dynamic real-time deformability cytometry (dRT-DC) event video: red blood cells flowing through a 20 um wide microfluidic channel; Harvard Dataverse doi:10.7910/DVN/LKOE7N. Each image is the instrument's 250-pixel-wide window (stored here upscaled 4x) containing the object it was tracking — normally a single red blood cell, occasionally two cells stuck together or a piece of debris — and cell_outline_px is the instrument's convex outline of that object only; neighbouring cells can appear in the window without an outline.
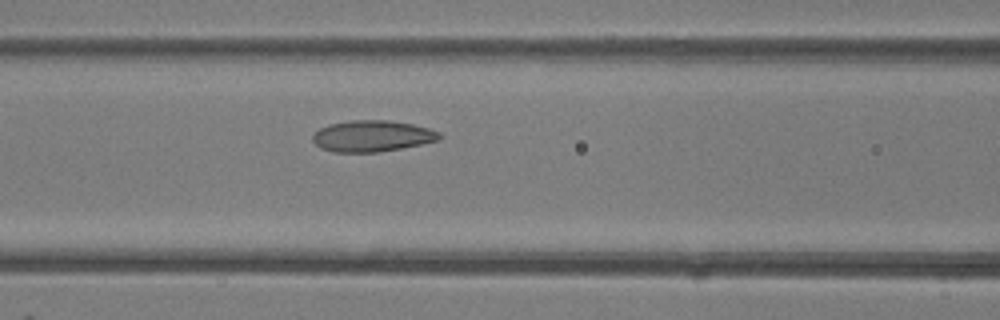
{"species": "common noctule bat (a hibernating species)", "species_latin": "Nyctalus noctula", "temperature_condition": "room temperature", "stored_images_in_passage": 5, "camera_frame_rate_fps": 3000, "um_per_image_px": 0.085, "animal": {"sex": "female"}, "frame": {"image": 1, "passage_image": 5, "time_ms": 5.667, "image_size_px": [1000, 320], "cell_outline_px": [[444, 136], [440, 140], [380, 152], [332, 152], [320, 148], [312, 140], [312, 136], [320, 128], [328, 124], [352, 120], [388, 120], [412, 124], [428, 128], [440, 132]], "centroid_in_image_um": [31.64, 11.56], "position_along_channel_um": 135.0, "area_um2": 23.18}}